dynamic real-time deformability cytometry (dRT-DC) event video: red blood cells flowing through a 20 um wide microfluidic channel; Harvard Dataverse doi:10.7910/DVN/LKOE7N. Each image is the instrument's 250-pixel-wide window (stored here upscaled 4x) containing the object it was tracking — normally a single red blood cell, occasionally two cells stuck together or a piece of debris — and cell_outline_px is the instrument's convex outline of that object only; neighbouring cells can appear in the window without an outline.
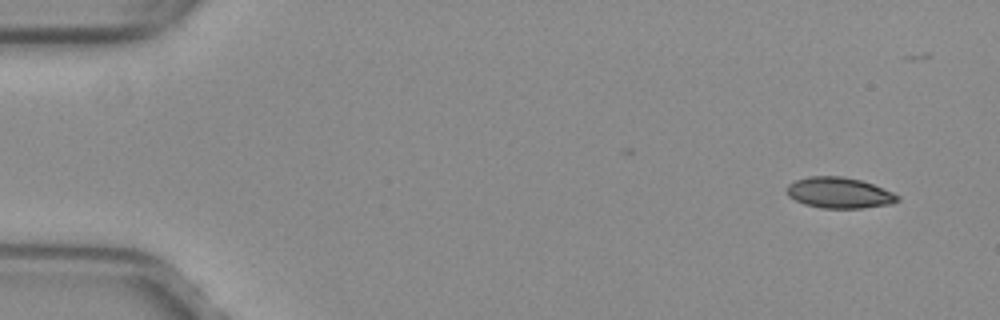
{"species": "common noctule bat (a hibernating species)", "species_latin": "Nyctalus noctula", "temperature_condition": "warm", "stored_images_in_passage": 9, "camera_frame_rate_fps": 3000, "um_per_image_px": 0.085, "animal": {"sex": "female", "body_mass_g": 29.2, "forearm_length_mm": 56.3}, "frame": {"image": 1, "passage_image": 3, "time_ms": 0.667, "image_size_px": [1000, 320], "cell_outline_px": [[900, 200], [892, 204], [860, 208], [820, 208], [804, 204], [788, 196], [784, 192], [784, 188], [788, 184], [796, 180], [808, 176], [840, 176], [860, 180], [872, 184], [892, 192], [900, 196]], "centroid_in_image_um": [71.29, 16.39], "position_along_channel_um": 13.7, "area_um2": 20.06}}